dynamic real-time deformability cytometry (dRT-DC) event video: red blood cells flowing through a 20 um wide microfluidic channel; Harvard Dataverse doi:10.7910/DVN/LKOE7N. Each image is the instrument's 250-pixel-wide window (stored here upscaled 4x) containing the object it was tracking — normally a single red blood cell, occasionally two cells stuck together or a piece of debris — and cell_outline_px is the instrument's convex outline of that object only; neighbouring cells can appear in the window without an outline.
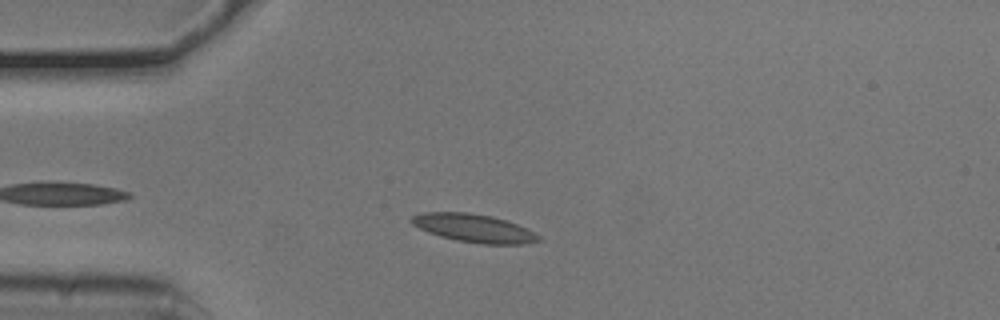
{"species": "common noctule bat (a hibernating species)", "species_latin": "Nyctalus noctula", "temperature_condition": "cold", "stored_images_in_passage": 38, "camera_frame_rate_fps": 3000, "um_per_image_px": 0.085, "animal": {"sex": "male", "body_mass_g": 20.5, "forearm_length_mm": 52.5}, "frame": {"image": 1, "passage_image": 5, "time_ms": 1.333, "image_size_px": [1000, 320], "cell_outline_px": [[540, 240], [524, 244], [480, 244], [456, 240], [440, 236], [428, 232], [412, 224], [408, 220], [412, 216], [424, 212], [468, 212], [492, 216], [516, 224], [540, 236]], "centroid_in_image_um": [40.23, 19.39], "position_along_channel_um": 44.8, "area_um2": 20.69}}
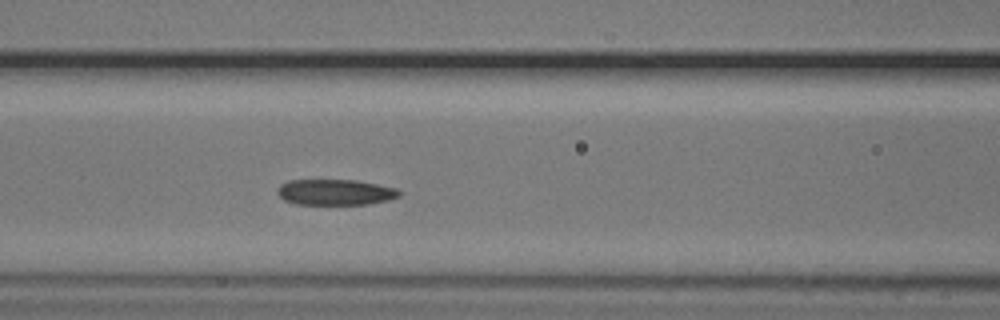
{"frame": {"image": 2, "passage_image": 14, "time_ms": 4.333, "image_size_px": [1000, 320], "cell_outline_px": [[400, 196], [388, 200], [368, 204], [296, 204], [284, 200], [276, 192], [276, 188], [280, 184], [288, 180], [356, 180], [396, 188], [400, 192]], "centroid_in_image_um": [28.46, 16.33], "position_along_channel_um": 138.1, "area_um2": 18.32}}
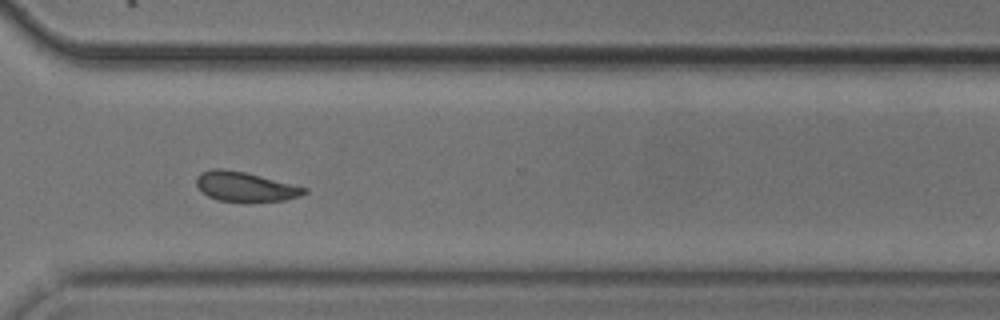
{"frame": {"image": 3, "passage_image": 31, "time_ms": 10.0, "image_size_px": [1000, 320], "cell_outline_px": [[308, 192], [300, 196], [284, 200], [216, 200], [208, 196], [196, 184], [196, 176], [200, 172], [212, 168], [224, 168], [244, 172], [308, 188]], "centroid_in_image_um": [20.81, 15.83], "position_along_channel_um": 349.8, "area_um2": 18.15}}